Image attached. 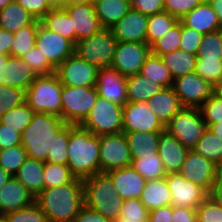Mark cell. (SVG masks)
Listing matches in <instances>:
<instances>
[{"mask_svg":"<svg viewBox=\"0 0 222 222\" xmlns=\"http://www.w3.org/2000/svg\"><path fill=\"white\" fill-rule=\"evenodd\" d=\"M35 202L49 222H73L84 206L83 180L76 178L62 186L44 188Z\"/></svg>","mask_w":222,"mask_h":222,"instance_id":"cell-1","label":"cell"},{"mask_svg":"<svg viewBox=\"0 0 222 222\" xmlns=\"http://www.w3.org/2000/svg\"><path fill=\"white\" fill-rule=\"evenodd\" d=\"M100 136L79 125L69 124L68 167L78 179L100 173Z\"/></svg>","mask_w":222,"mask_h":222,"instance_id":"cell-2","label":"cell"},{"mask_svg":"<svg viewBox=\"0 0 222 222\" xmlns=\"http://www.w3.org/2000/svg\"><path fill=\"white\" fill-rule=\"evenodd\" d=\"M67 125L60 117L35 113L21 134V145L27 156L45 162L55 136Z\"/></svg>","mask_w":222,"mask_h":222,"instance_id":"cell-3","label":"cell"},{"mask_svg":"<svg viewBox=\"0 0 222 222\" xmlns=\"http://www.w3.org/2000/svg\"><path fill=\"white\" fill-rule=\"evenodd\" d=\"M84 205L114 222L120 217L124 200L106 173H97L83 180Z\"/></svg>","mask_w":222,"mask_h":222,"instance_id":"cell-4","label":"cell"},{"mask_svg":"<svg viewBox=\"0 0 222 222\" xmlns=\"http://www.w3.org/2000/svg\"><path fill=\"white\" fill-rule=\"evenodd\" d=\"M62 84L56 75H38L26 90L25 102L35 113H46L61 118Z\"/></svg>","mask_w":222,"mask_h":222,"instance_id":"cell-5","label":"cell"},{"mask_svg":"<svg viewBox=\"0 0 222 222\" xmlns=\"http://www.w3.org/2000/svg\"><path fill=\"white\" fill-rule=\"evenodd\" d=\"M79 126L97 136L120 133L123 127V106L98 96Z\"/></svg>","mask_w":222,"mask_h":222,"instance_id":"cell-6","label":"cell"},{"mask_svg":"<svg viewBox=\"0 0 222 222\" xmlns=\"http://www.w3.org/2000/svg\"><path fill=\"white\" fill-rule=\"evenodd\" d=\"M118 41L111 29L102 28L94 35L75 44V53L88 63L101 69L111 66Z\"/></svg>","mask_w":222,"mask_h":222,"instance_id":"cell-7","label":"cell"},{"mask_svg":"<svg viewBox=\"0 0 222 222\" xmlns=\"http://www.w3.org/2000/svg\"><path fill=\"white\" fill-rule=\"evenodd\" d=\"M98 98L96 87L62 86L61 119L67 124L79 125Z\"/></svg>","mask_w":222,"mask_h":222,"instance_id":"cell-8","label":"cell"},{"mask_svg":"<svg viewBox=\"0 0 222 222\" xmlns=\"http://www.w3.org/2000/svg\"><path fill=\"white\" fill-rule=\"evenodd\" d=\"M206 128L200 108L189 107H183L165 126V130L189 150L196 146Z\"/></svg>","mask_w":222,"mask_h":222,"instance_id":"cell-9","label":"cell"},{"mask_svg":"<svg viewBox=\"0 0 222 222\" xmlns=\"http://www.w3.org/2000/svg\"><path fill=\"white\" fill-rule=\"evenodd\" d=\"M99 160L102 173L131 165V151L124 132L100 136Z\"/></svg>","mask_w":222,"mask_h":222,"instance_id":"cell-10","label":"cell"},{"mask_svg":"<svg viewBox=\"0 0 222 222\" xmlns=\"http://www.w3.org/2000/svg\"><path fill=\"white\" fill-rule=\"evenodd\" d=\"M98 70L74 53L56 68L55 73L63 86L96 87Z\"/></svg>","mask_w":222,"mask_h":222,"instance_id":"cell-11","label":"cell"},{"mask_svg":"<svg viewBox=\"0 0 222 222\" xmlns=\"http://www.w3.org/2000/svg\"><path fill=\"white\" fill-rule=\"evenodd\" d=\"M173 88L182 107L200 108L213 94V85L195 71L175 79Z\"/></svg>","mask_w":222,"mask_h":222,"instance_id":"cell-12","label":"cell"},{"mask_svg":"<svg viewBox=\"0 0 222 222\" xmlns=\"http://www.w3.org/2000/svg\"><path fill=\"white\" fill-rule=\"evenodd\" d=\"M152 53L148 43L118 41L111 67L128 77L140 73L145 60Z\"/></svg>","mask_w":222,"mask_h":222,"instance_id":"cell-13","label":"cell"},{"mask_svg":"<svg viewBox=\"0 0 222 222\" xmlns=\"http://www.w3.org/2000/svg\"><path fill=\"white\" fill-rule=\"evenodd\" d=\"M35 46L55 68L75 53V44L70 39L47 29L41 22L38 26Z\"/></svg>","mask_w":222,"mask_h":222,"instance_id":"cell-14","label":"cell"},{"mask_svg":"<svg viewBox=\"0 0 222 222\" xmlns=\"http://www.w3.org/2000/svg\"><path fill=\"white\" fill-rule=\"evenodd\" d=\"M165 126L146 102H127L123 106L122 132H162Z\"/></svg>","mask_w":222,"mask_h":222,"instance_id":"cell-15","label":"cell"},{"mask_svg":"<svg viewBox=\"0 0 222 222\" xmlns=\"http://www.w3.org/2000/svg\"><path fill=\"white\" fill-rule=\"evenodd\" d=\"M180 174L188 181L204 188L208 193L218 180L217 165L194 150L186 154Z\"/></svg>","mask_w":222,"mask_h":222,"instance_id":"cell-16","label":"cell"},{"mask_svg":"<svg viewBox=\"0 0 222 222\" xmlns=\"http://www.w3.org/2000/svg\"><path fill=\"white\" fill-rule=\"evenodd\" d=\"M171 192L170 204L174 207L197 208L207 197L208 192L201 186L185 179L180 173L165 176Z\"/></svg>","mask_w":222,"mask_h":222,"instance_id":"cell-17","label":"cell"},{"mask_svg":"<svg viewBox=\"0 0 222 222\" xmlns=\"http://www.w3.org/2000/svg\"><path fill=\"white\" fill-rule=\"evenodd\" d=\"M96 89L99 97L115 104L124 106L128 102L126 77L111 66L98 70Z\"/></svg>","mask_w":222,"mask_h":222,"instance_id":"cell-18","label":"cell"},{"mask_svg":"<svg viewBox=\"0 0 222 222\" xmlns=\"http://www.w3.org/2000/svg\"><path fill=\"white\" fill-rule=\"evenodd\" d=\"M148 17L146 14L131 9L110 29L117 41L147 43Z\"/></svg>","mask_w":222,"mask_h":222,"instance_id":"cell-19","label":"cell"},{"mask_svg":"<svg viewBox=\"0 0 222 222\" xmlns=\"http://www.w3.org/2000/svg\"><path fill=\"white\" fill-rule=\"evenodd\" d=\"M123 199H140L147 180L132 165L106 172Z\"/></svg>","mask_w":222,"mask_h":222,"instance_id":"cell-20","label":"cell"},{"mask_svg":"<svg viewBox=\"0 0 222 222\" xmlns=\"http://www.w3.org/2000/svg\"><path fill=\"white\" fill-rule=\"evenodd\" d=\"M64 8L72 19L73 29L76 31V42L102 29L93 2L67 5Z\"/></svg>","mask_w":222,"mask_h":222,"instance_id":"cell-21","label":"cell"},{"mask_svg":"<svg viewBox=\"0 0 222 222\" xmlns=\"http://www.w3.org/2000/svg\"><path fill=\"white\" fill-rule=\"evenodd\" d=\"M38 75L18 56L10 55L0 66V85L27 90Z\"/></svg>","mask_w":222,"mask_h":222,"instance_id":"cell-22","label":"cell"},{"mask_svg":"<svg viewBox=\"0 0 222 222\" xmlns=\"http://www.w3.org/2000/svg\"><path fill=\"white\" fill-rule=\"evenodd\" d=\"M189 149L168 131L161 132L159 137L158 155L166 174L180 173Z\"/></svg>","mask_w":222,"mask_h":222,"instance_id":"cell-23","label":"cell"},{"mask_svg":"<svg viewBox=\"0 0 222 222\" xmlns=\"http://www.w3.org/2000/svg\"><path fill=\"white\" fill-rule=\"evenodd\" d=\"M33 202L35 197L15 176L0 189V215L25 208Z\"/></svg>","mask_w":222,"mask_h":222,"instance_id":"cell-24","label":"cell"},{"mask_svg":"<svg viewBox=\"0 0 222 222\" xmlns=\"http://www.w3.org/2000/svg\"><path fill=\"white\" fill-rule=\"evenodd\" d=\"M184 26L202 34L222 29L218 16L209 3H201L179 20Z\"/></svg>","mask_w":222,"mask_h":222,"instance_id":"cell-25","label":"cell"},{"mask_svg":"<svg viewBox=\"0 0 222 222\" xmlns=\"http://www.w3.org/2000/svg\"><path fill=\"white\" fill-rule=\"evenodd\" d=\"M146 103L164 126L183 108L173 87L162 88Z\"/></svg>","mask_w":222,"mask_h":222,"instance_id":"cell-26","label":"cell"},{"mask_svg":"<svg viewBox=\"0 0 222 222\" xmlns=\"http://www.w3.org/2000/svg\"><path fill=\"white\" fill-rule=\"evenodd\" d=\"M95 13L102 28L110 29L130 10L129 0H93Z\"/></svg>","mask_w":222,"mask_h":222,"instance_id":"cell-27","label":"cell"},{"mask_svg":"<svg viewBox=\"0 0 222 222\" xmlns=\"http://www.w3.org/2000/svg\"><path fill=\"white\" fill-rule=\"evenodd\" d=\"M44 162L27 158L14 175L36 197L44 190Z\"/></svg>","mask_w":222,"mask_h":222,"instance_id":"cell-28","label":"cell"},{"mask_svg":"<svg viewBox=\"0 0 222 222\" xmlns=\"http://www.w3.org/2000/svg\"><path fill=\"white\" fill-rule=\"evenodd\" d=\"M131 151L132 160L142 159L158 152L161 132H124Z\"/></svg>","mask_w":222,"mask_h":222,"instance_id":"cell-29","label":"cell"},{"mask_svg":"<svg viewBox=\"0 0 222 222\" xmlns=\"http://www.w3.org/2000/svg\"><path fill=\"white\" fill-rule=\"evenodd\" d=\"M162 86L140 73L126 77V91L128 102H148Z\"/></svg>","mask_w":222,"mask_h":222,"instance_id":"cell-30","label":"cell"},{"mask_svg":"<svg viewBox=\"0 0 222 222\" xmlns=\"http://www.w3.org/2000/svg\"><path fill=\"white\" fill-rule=\"evenodd\" d=\"M140 201L149 212L159 207L169 205L171 201V192L166 178L148 180L142 191Z\"/></svg>","mask_w":222,"mask_h":222,"instance_id":"cell-31","label":"cell"},{"mask_svg":"<svg viewBox=\"0 0 222 222\" xmlns=\"http://www.w3.org/2000/svg\"><path fill=\"white\" fill-rule=\"evenodd\" d=\"M34 17L27 12L16 0L0 10V28L15 33L22 27L32 23Z\"/></svg>","mask_w":222,"mask_h":222,"instance_id":"cell-32","label":"cell"},{"mask_svg":"<svg viewBox=\"0 0 222 222\" xmlns=\"http://www.w3.org/2000/svg\"><path fill=\"white\" fill-rule=\"evenodd\" d=\"M170 70L173 80L195 71L197 55L181 49L160 56Z\"/></svg>","mask_w":222,"mask_h":222,"instance_id":"cell-33","label":"cell"},{"mask_svg":"<svg viewBox=\"0 0 222 222\" xmlns=\"http://www.w3.org/2000/svg\"><path fill=\"white\" fill-rule=\"evenodd\" d=\"M40 22L49 30L70 39L76 44V31L67 10L51 9Z\"/></svg>","mask_w":222,"mask_h":222,"instance_id":"cell-34","label":"cell"},{"mask_svg":"<svg viewBox=\"0 0 222 222\" xmlns=\"http://www.w3.org/2000/svg\"><path fill=\"white\" fill-rule=\"evenodd\" d=\"M140 74L160 84L163 88L173 87L174 80L170 70L160 56L151 53L141 67Z\"/></svg>","mask_w":222,"mask_h":222,"instance_id":"cell-35","label":"cell"},{"mask_svg":"<svg viewBox=\"0 0 222 222\" xmlns=\"http://www.w3.org/2000/svg\"><path fill=\"white\" fill-rule=\"evenodd\" d=\"M35 112L26 102L16 108L0 113V123L14 129L22 134L23 130L30 124Z\"/></svg>","mask_w":222,"mask_h":222,"instance_id":"cell-36","label":"cell"},{"mask_svg":"<svg viewBox=\"0 0 222 222\" xmlns=\"http://www.w3.org/2000/svg\"><path fill=\"white\" fill-rule=\"evenodd\" d=\"M192 150L218 165L222 158V139L206 128Z\"/></svg>","mask_w":222,"mask_h":222,"instance_id":"cell-37","label":"cell"},{"mask_svg":"<svg viewBox=\"0 0 222 222\" xmlns=\"http://www.w3.org/2000/svg\"><path fill=\"white\" fill-rule=\"evenodd\" d=\"M39 20H34L32 23L22 27L14 33L13 42L11 45V55L21 57L25 52L35 46L36 34L38 31Z\"/></svg>","mask_w":222,"mask_h":222,"instance_id":"cell-38","label":"cell"},{"mask_svg":"<svg viewBox=\"0 0 222 222\" xmlns=\"http://www.w3.org/2000/svg\"><path fill=\"white\" fill-rule=\"evenodd\" d=\"M178 22L177 18L165 11L150 15L147 25V43L151 46Z\"/></svg>","mask_w":222,"mask_h":222,"instance_id":"cell-39","label":"cell"},{"mask_svg":"<svg viewBox=\"0 0 222 222\" xmlns=\"http://www.w3.org/2000/svg\"><path fill=\"white\" fill-rule=\"evenodd\" d=\"M44 188H54L73 182L76 177L68 165L44 162Z\"/></svg>","mask_w":222,"mask_h":222,"instance_id":"cell-40","label":"cell"},{"mask_svg":"<svg viewBox=\"0 0 222 222\" xmlns=\"http://www.w3.org/2000/svg\"><path fill=\"white\" fill-rule=\"evenodd\" d=\"M131 165L147 181L158 180L164 178L167 175L158 153L147 157H142V159H134L132 160Z\"/></svg>","mask_w":222,"mask_h":222,"instance_id":"cell-41","label":"cell"},{"mask_svg":"<svg viewBox=\"0 0 222 222\" xmlns=\"http://www.w3.org/2000/svg\"><path fill=\"white\" fill-rule=\"evenodd\" d=\"M197 59H222V29L203 36Z\"/></svg>","mask_w":222,"mask_h":222,"instance_id":"cell-42","label":"cell"},{"mask_svg":"<svg viewBox=\"0 0 222 222\" xmlns=\"http://www.w3.org/2000/svg\"><path fill=\"white\" fill-rule=\"evenodd\" d=\"M181 22L176 23L166 34L151 45L152 54L161 56L180 48Z\"/></svg>","mask_w":222,"mask_h":222,"instance_id":"cell-43","label":"cell"},{"mask_svg":"<svg viewBox=\"0 0 222 222\" xmlns=\"http://www.w3.org/2000/svg\"><path fill=\"white\" fill-rule=\"evenodd\" d=\"M69 124H67L54 138L45 162L63 164L68 163Z\"/></svg>","mask_w":222,"mask_h":222,"instance_id":"cell-44","label":"cell"},{"mask_svg":"<svg viewBox=\"0 0 222 222\" xmlns=\"http://www.w3.org/2000/svg\"><path fill=\"white\" fill-rule=\"evenodd\" d=\"M28 158L22 145L0 150V167L14 176Z\"/></svg>","mask_w":222,"mask_h":222,"instance_id":"cell-45","label":"cell"},{"mask_svg":"<svg viewBox=\"0 0 222 222\" xmlns=\"http://www.w3.org/2000/svg\"><path fill=\"white\" fill-rule=\"evenodd\" d=\"M3 216L6 222H49L36 202Z\"/></svg>","mask_w":222,"mask_h":222,"instance_id":"cell-46","label":"cell"},{"mask_svg":"<svg viewBox=\"0 0 222 222\" xmlns=\"http://www.w3.org/2000/svg\"><path fill=\"white\" fill-rule=\"evenodd\" d=\"M195 72L214 86L222 79V59H197Z\"/></svg>","mask_w":222,"mask_h":222,"instance_id":"cell-47","label":"cell"},{"mask_svg":"<svg viewBox=\"0 0 222 222\" xmlns=\"http://www.w3.org/2000/svg\"><path fill=\"white\" fill-rule=\"evenodd\" d=\"M21 58L30 66L31 69H33V71H35L37 75H49L56 71V68L36 46L25 52Z\"/></svg>","mask_w":222,"mask_h":222,"instance_id":"cell-48","label":"cell"},{"mask_svg":"<svg viewBox=\"0 0 222 222\" xmlns=\"http://www.w3.org/2000/svg\"><path fill=\"white\" fill-rule=\"evenodd\" d=\"M26 91L18 88L0 85V107L2 111L16 108L25 102Z\"/></svg>","mask_w":222,"mask_h":222,"instance_id":"cell-49","label":"cell"},{"mask_svg":"<svg viewBox=\"0 0 222 222\" xmlns=\"http://www.w3.org/2000/svg\"><path fill=\"white\" fill-rule=\"evenodd\" d=\"M197 222H222V207L207 197L197 208Z\"/></svg>","mask_w":222,"mask_h":222,"instance_id":"cell-50","label":"cell"},{"mask_svg":"<svg viewBox=\"0 0 222 222\" xmlns=\"http://www.w3.org/2000/svg\"><path fill=\"white\" fill-rule=\"evenodd\" d=\"M200 111L207 128L218 123L222 119V99L212 94L210 98L201 105Z\"/></svg>","mask_w":222,"mask_h":222,"instance_id":"cell-51","label":"cell"},{"mask_svg":"<svg viewBox=\"0 0 222 222\" xmlns=\"http://www.w3.org/2000/svg\"><path fill=\"white\" fill-rule=\"evenodd\" d=\"M203 36L204 34L192 28H188L181 23V39L179 49L196 55Z\"/></svg>","mask_w":222,"mask_h":222,"instance_id":"cell-52","label":"cell"},{"mask_svg":"<svg viewBox=\"0 0 222 222\" xmlns=\"http://www.w3.org/2000/svg\"><path fill=\"white\" fill-rule=\"evenodd\" d=\"M200 4V0H164V9L180 20Z\"/></svg>","mask_w":222,"mask_h":222,"instance_id":"cell-53","label":"cell"},{"mask_svg":"<svg viewBox=\"0 0 222 222\" xmlns=\"http://www.w3.org/2000/svg\"><path fill=\"white\" fill-rule=\"evenodd\" d=\"M149 211L146 209L140 199L124 200L120 217L127 219H148Z\"/></svg>","mask_w":222,"mask_h":222,"instance_id":"cell-54","label":"cell"},{"mask_svg":"<svg viewBox=\"0 0 222 222\" xmlns=\"http://www.w3.org/2000/svg\"><path fill=\"white\" fill-rule=\"evenodd\" d=\"M131 9L139 11L147 16L162 13L164 9V0H129Z\"/></svg>","mask_w":222,"mask_h":222,"instance_id":"cell-55","label":"cell"},{"mask_svg":"<svg viewBox=\"0 0 222 222\" xmlns=\"http://www.w3.org/2000/svg\"><path fill=\"white\" fill-rule=\"evenodd\" d=\"M34 19L41 20L51 9L45 0H16Z\"/></svg>","mask_w":222,"mask_h":222,"instance_id":"cell-56","label":"cell"},{"mask_svg":"<svg viewBox=\"0 0 222 222\" xmlns=\"http://www.w3.org/2000/svg\"><path fill=\"white\" fill-rule=\"evenodd\" d=\"M21 145V134L0 123V150Z\"/></svg>","mask_w":222,"mask_h":222,"instance_id":"cell-57","label":"cell"},{"mask_svg":"<svg viewBox=\"0 0 222 222\" xmlns=\"http://www.w3.org/2000/svg\"><path fill=\"white\" fill-rule=\"evenodd\" d=\"M171 222H197V213L195 208L174 207L172 206Z\"/></svg>","mask_w":222,"mask_h":222,"instance_id":"cell-58","label":"cell"},{"mask_svg":"<svg viewBox=\"0 0 222 222\" xmlns=\"http://www.w3.org/2000/svg\"><path fill=\"white\" fill-rule=\"evenodd\" d=\"M73 222H112L99 212H96L85 205L80 209Z\"/></svg>","mask_w":222,"mask_h":222,"instance_id":"cell-59","label":"cell"},{"mask_svg":"<svg viewBox=\"0 0 222 222\" xmlns=\"http://www.w3.org/2000/svg\"><path fill=\"white\" fill-rule=\"evenodd\" d=\"M172 205H165L149 212L147 222H171Z\"/></svg>","mask_w":222,"mask_h":222,"instance_id":"cell-60","label":"cell"},{"mask_svg":"<svg viewBox=\"0 0 222 222\" xmlns=\"http://www.w3.org/2000/svg\"><path fill=\"white\" fill-rule=\"evenodd\" d=\"M14 33L0 28V54L11 55V45Z\"/></svg>","mask_w":222,"mask_h":222,"instance_id":"cell-61","label":"cell"},{"mask_svg":"<svg viewBox=\"0 0 222 222\" xmlns=\"http://www.w3.org/2000/svg\"><path fill=\"white\" fill-rule=\"evenodd\" d=\"M219 206L222 207V174L219 176L218 180L213 184L209 194Z\"/></svg>","mask_w":222,"mask_h":222,"instance_id":"cell-62","label":"cell"},{"mask_svg":"<svg viewBox=\"0 0 222 222\" xmlns=\"http://www.w3.org/2000/svg\"><path fill=\"white\" fill-rule=\"evenodd\" d=\"M209 4L216 12L218 20L220 21V24L222 26V0H212Z\"/></svg>","mask_w":222,"mask_h":222,"instance_id":"cell-63","label":"cell"},{"mask_svg":"<svg viewBox=\"0 0 222 222\" xmlns=\"http://www.w3.org/2000/svg\"><path fill=\"white\" fill-rule=\"evenodd\" d=\"M50 9H63L65 7V0H45Z\"/></svg>","mask_w":222,"mask_h":222,"instance_id":"cell-64","label":"cell"},{"mask_svg":"<svg viewBox=\"0 0 222 222\" xmlns=\"http://www.w3.org/2000/svg\"><path fill=\"white\" fill-rule=\"evenodd\" d=\"M209 129L222 139V119L218 120V123L212 124Z\"/></svg>","mask_w":222,"mask_h":222,"instance_id":"cell-65","label":"cell"},{"mask_svg":"<svg viewBox=\"0 0 222 222\" xmlns=\"http://www.w3.org/2000/svg\"><path fill=\"white\" fill-rule=\"evenodd\" d=\"M11 177L12 175L0 167V189L8 182Z\"/></svg>","mask_w":222,"mask_h":222,"instance_id":"cell-66","label":"cell"},{"mask_svg":"<svg viewBox=\"0 0 222 222\" xmlns=\"http://www.w3.org/2000/svg\"><path fill=\"white\" fill-rule=\"evenodd\" d=\"M213 94L222 99V79L213 86Z\"/></svg>","mask_w":222,"mask_h":222,"instance_id":"cell-67","label":"cell"},{"mask_svg":"<svg viewBox=\"0 0 222 222\" xmlns=\"http://www.w3.org/2000/svg\"><path fill=\"white\" fill-rule=\"evenodd\" d=\"M148 219H127V218H118L114 222H147Z\"/></svg>","mask_w":222,"mask_h":222,"instance_id":"cell-68","label":"cell"},{"mask_svg":"<svg viewBox=\"0 0 222 222\" xmlns=\"http://www.w3.org/2000/svg\"><path fill=\"white\" fill-rule=\"evenodd\" d=\"M93 2V0H65V6L79 3H89Z\"/></svg>","mask_w":222,"mask_h":222,"instance_id":"cell-69","label":"cell"},{"mask_svg":"<svg viewBox=\"0 0 222 222\" xmlns=\"http://www.w3.org/2000/svg\"><path fill=\"white\" fill-rule=\"evenodd\" d=\"M13 0H0V10L4 9Z\"/></svg>","mask_w":222,"mask_h":222,"instance_id":"cell-70","label":"cell"},{"mask_svg":"<svg viewBox=\"0 0 222 222\" xmlns=\"http://www.w3.org/2000/svg\"><path fill=\"white\" fill-rule=\"evenodd\" d=\"M10 55L0 54V66L3 64V61H7Z\"/></svg>","mask_w":222,"mask_h":222,"instance_id":"cell-71","label":"cell"},{"mask_svg":"<svg viewBox=\"0 0 222 222\" xmlns=\"http://www.w3.org/2000/svg\"><path fill=\"white\" fill-rule=\"evenodd\" d=\"M217 170H218V174L220 176L222 174V158H221L219 164L217 165Z\"/></svg>","mask_w":222,"mask_h":222,"instance_id":"cell-72","label":"cell"},{"mask_svg":"<svg viewBox=\"0 0 222 222\" xmlns=\"http://www.w3.org/2000/svg\"><path fill=\"white\" fill-rule=\"evenodd\" d=\"M212 0H200L201 3H210Z\"/></svg>","mask_w":222,"mask_h":222,"instance_id":"cell-73","label":"cell"},{"mask_svg":"<svg viewBox=\"0 0 222 222\" xmlns=\"http://www.w3.org/2000/svg\"><path fill=\"white\" fill-rule=\"evenodd\" d=\"M0 222H6L3 215H0Z\"/></svg>","mask_w":222,"mask_h":222,"instance_id":"cell-74","label":"cell"}]
</instances>
